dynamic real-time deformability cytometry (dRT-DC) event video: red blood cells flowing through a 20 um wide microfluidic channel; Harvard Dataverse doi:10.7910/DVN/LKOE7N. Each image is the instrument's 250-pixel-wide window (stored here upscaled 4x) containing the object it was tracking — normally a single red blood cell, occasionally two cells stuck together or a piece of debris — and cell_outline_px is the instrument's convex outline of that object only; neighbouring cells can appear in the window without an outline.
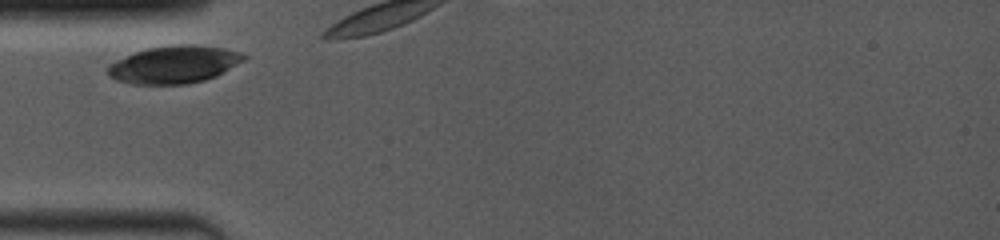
{"species": "common noctule bat (a hibernating species)", "species_latin": "Nyctalus noctula", "temperature_condition": "room temperature", "stored_images_in_passage": 3, "camera_frame_rate_fps": 4000, "um_per_image_px": 0.085, "animal": {"sex": "female", "body_mass_g": 19.0, "forearm_length_mm": 53.3}, "frame": {"image": 1, "passage_image": 1, "time_ms": 0.0, "image_size_px": [1000, 240], "cell_outline_px": [[248, 56], [244, 60], [216, 76], [204, 80], [188, 84], [132, 84], [116, 80], [108, 76], [108, 68], [116, 60], [136, 52], [148, 48], [172, 44], [196, 44], [224, 48], [240, 52]], "centroid_in_image_um": [14.82, 5.48], "position_along_channel_um": 70.2, "area_um2": 29.71}}